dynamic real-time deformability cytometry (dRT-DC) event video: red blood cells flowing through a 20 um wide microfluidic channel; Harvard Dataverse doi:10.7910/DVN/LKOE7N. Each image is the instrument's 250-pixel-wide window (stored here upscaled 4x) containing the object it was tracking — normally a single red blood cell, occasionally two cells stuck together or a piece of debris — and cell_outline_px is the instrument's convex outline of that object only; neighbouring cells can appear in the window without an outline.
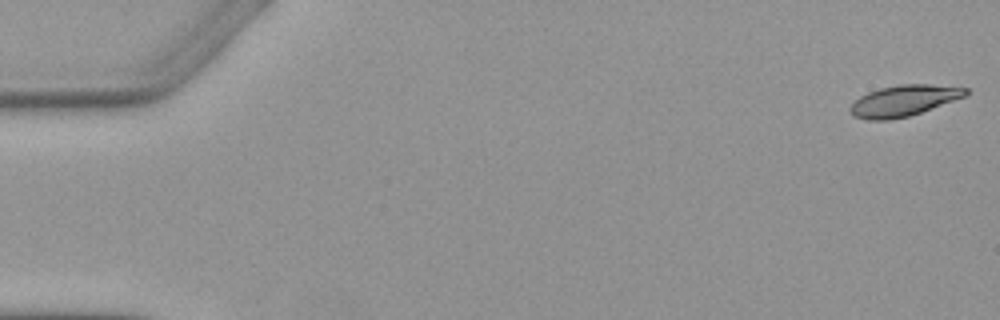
{"species": "Egyptian fruit bat (a non-hibernating species)", "species_latin": "Rousettus aegyptiacus", "temperature_condition": "warm", "stored_images_in_passage": 5, "camera_frame_rate_fps": 3000, "um_per_image_px": 0.085, "animal": {"sex": "female"}, "frame": {"image": 1, "passage_image": 1, "time_ms": 0.0, "image_size_px": [1000, 320], "cell_outline_px": [[968, 96], [908, 116], [888, 120], [868, 120], [852, 116], [848, 112], [848, 108], [860, 96], [868, 92], [880, 88], [900, 84], [932, 84], [968, 88]], "centroid_in_image_um": [76.81, 8.55], "position_along_channel_um": 8.2, "area_um2": 20.98}}
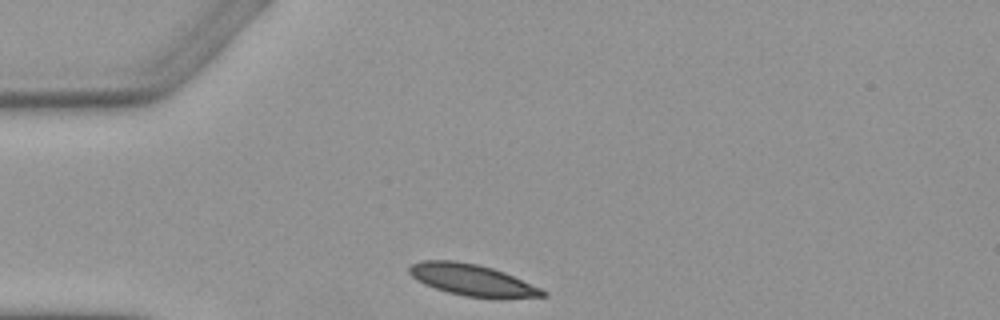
{"frame": {"image": 2, "passage_image": 5, "time_ms": 6.667, "image_size_px": [1000, 320], "cell_outline_px": [[548, 296], [464, 296], [448, 292], [424, 284], [412, 276], [408, 272], [408, 268], [412, 264], [424, 260], [456, 260], [476, 264], [492, 268], [504, 272], [540, 288], [548, 292]], "centroid_in_image_um": [40.06, 23.76], "position_along_channel_um": 44.9, "area_um2": 23.64}}